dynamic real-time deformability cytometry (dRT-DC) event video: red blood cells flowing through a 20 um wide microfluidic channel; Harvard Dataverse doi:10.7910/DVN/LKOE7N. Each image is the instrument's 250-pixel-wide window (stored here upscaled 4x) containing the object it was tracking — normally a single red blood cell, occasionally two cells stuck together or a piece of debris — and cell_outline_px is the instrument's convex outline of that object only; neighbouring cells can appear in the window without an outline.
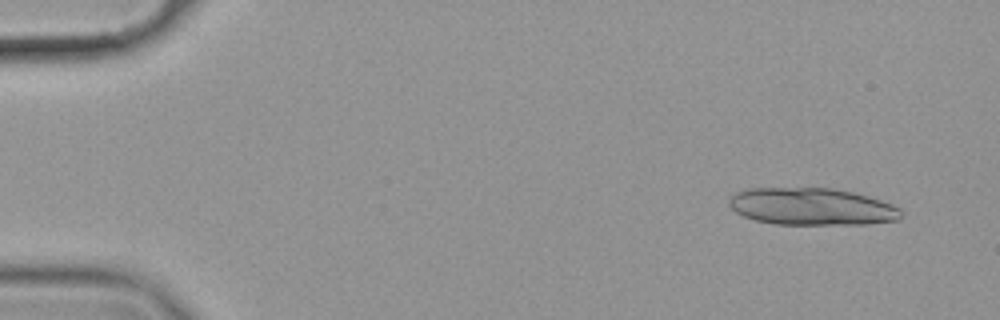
{"species": "common noctule bat (a hibernating species)", "species_latin": "Nyctalus noctula", "temperature_condition": "cold", "stored_images_in_passage": 14, "camera_frame_rate_fps": 3000, "um_per_image_px": 0.085, "animal": {"sex": "female", "body_mass_g": 19.9}, "frame": {"image": 1, "passage_image": 4, "time_ms": 1.0, "image_size_px": [1000, 320], "cell_outline_px": [[900, 220], [868, 224], [776, 224], [756, 220], [744, 216], [736, 212], [728, 204], [728, 200], [736, 192], [748, 188], [832, 188], [852, 192], [868, 196], [892, 204], [900, 208]], "centroid_in_image_um": [69.0, 17.56], "position_along_channel_um": 16.0, "area_um2": 37.22}}